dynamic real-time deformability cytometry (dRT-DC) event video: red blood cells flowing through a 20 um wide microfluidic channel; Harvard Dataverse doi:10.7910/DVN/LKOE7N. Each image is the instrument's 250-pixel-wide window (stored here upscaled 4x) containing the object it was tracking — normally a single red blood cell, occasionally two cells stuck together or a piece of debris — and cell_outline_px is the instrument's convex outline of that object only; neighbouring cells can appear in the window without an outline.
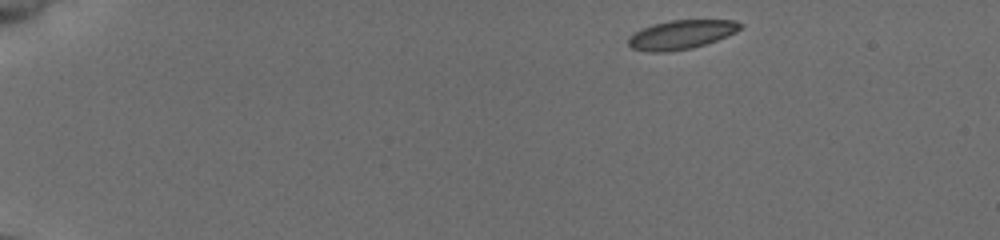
{"species": "common noctule bat (a hibernating species)", "species_latin": "Nyctalus noctula", "temperature_condition": "cold", "stored_images_in_passage": 46, "camera_frame_rate_fps": 3000, "um_per_image_px": 0.085, "animal": {"sex": "female", "body_mass_g": 19.5, "forearm_length_mm": 54.1}, "frame": {"image": 1, "passage_image": 1, "time_ms": 0.0, "image_size_px": [1000, 240], "cell_outline_px": [[744, 24], [736, 32], [716, 40], [692, 48], [668, 52], [648, 52], [632, 48], [628, 44], [628, 36], [652, 24], [672, 20], [732, 20]], "centroid_in_image_um": [57.89, 2.94], "position_along_channel_um": 27.1, "area_um2": 18.79}}
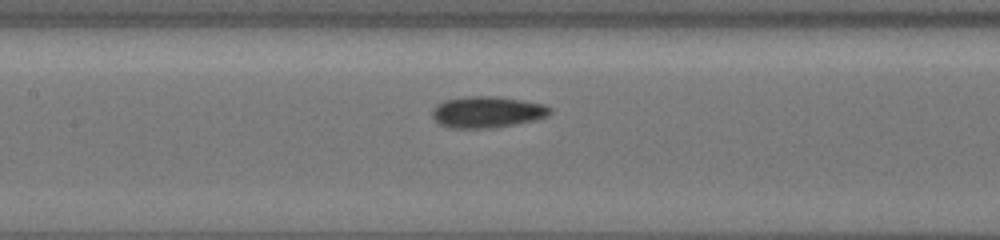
{"frame": {"image": 2, "passage_image": 20, "time_ms": 6.333, "image_size_px": [1000, 240], "cell_outline_px": [[552, 112], [548, 116], [536, 120], [516, 124], [492, 128], [448, 128], [440, 124], [432, 116], [432, 108], [436, 104], [444, 100], [464, 96], [496, 96], [544, 104], [552, 108]], "centroid_in_image_um": [41.4, 9.52], "position_along_channel_um": 166.0, "area_um2": 21.79}}
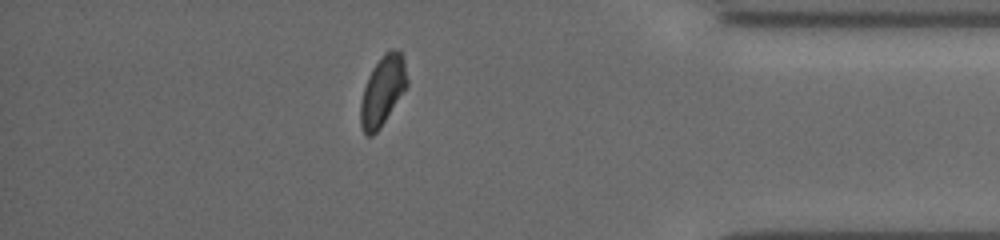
{"frame": {"image": 3, "passage_image": 40, "time_ms": 13.0, "image_size_px": [1000, 240], "cell_outline_px": [[408, 84], [380, 128], [372, 136], [368, 136], [364, 132], [360, 124], [360, 104], [364, 88], [368, 76], [372, 68], [384, 52], [388, 48], [400, 48], [404, 56], [408, 80]], "centroid_in_image_um": [32.54, 7.64], "position_along_channel_um": 402.7, "area_um2": 19.07}, "authors_computed_cell_mechanics": {"area_um2": 19.7965, "velocity_mm_per_s": 3.9145, "shape_relaxation_time_tau1_ms": 5.8457, "shape_relaxation_time_tau2_ms": 1.8893, "deformation_change_tau1": 0.1223, "deformation_change_tau2": 0.063}}